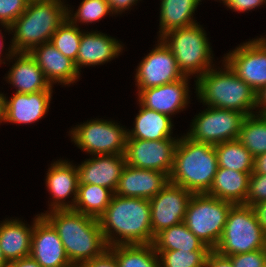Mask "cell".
<instances>
[{
    "label": "cell",
    "mask_w": 266,
    "mask_h": 267,
    "mask_svg": "<svg viewBox=\"0 0 266 267\" xmlns=\"http://www.w3.org/2000/svg\"><path fill=\"white\" fill-rule=\"evenodd\" d=\"M98 220L108 247L153 243L150 201L147 199L114 194Z\"/></svg>",
    "instance_id": "1"
},
{
    "label": "cell",
    "mask_w": 266,
    "mask_h": 267,
    "mask_svg": "<svg viewBox=\"0 0 266 267\" xmlns=\"http://www.w3.org/2000/svg\"><path fill=\"white\" fill-rule=\"evenodd\" d=\"M41 215L56 229L74 267L101 256L108 249L97 218L73 209L50 210Z\"/></svg>",
    "instance_id": "2"
},
{
    "label": "cell",
    "mask_w": 266,
    "mask_h": 267,
    "mask_svg": "<svg viewBox=\"0 0 266 267\" xmlns=\"http://www.w3.org/2000/svg\"><path fill=\"white\" fill-rule=\"evenodd\" d=\"M217 170L218 159L213 145L193 141L185 134L179 138L169 175L170 182L193 194L208 193Z\"/></svg>",
    "instance_id": "3"
},
{
    "label": "cell",
    "mask_w": 266,
    "mask_h": 267,
    "mask_svg": "<svg viewBox=\"0 0 266 267\" xmlns=\"http://www.w3.org/2000/svg\"><path fill=\"white\" fill-rule=\"evenodd\" d=\"M63 1V0H62ZM61 0H30L25 12L9 27L14 33L15 52H30L51 40L55 31L68 19V7Z\"/></svg>",
    "instance_id": "4"
},
{
    "label": "cell",
    "mask_w": 266,
    "mask_h": 267,
    "mask_svg": "<svg viewBox=\"0 0 266 267\" xmlns=\"http://www.w3.org/2000/svg\"><path fill=\"white\" fill-rule=\"evenodd\" d=\"M224 63V64H223ZM224 69L210 68L195 81L196 93L204 105L243 113H256V92L232 69L222 62Z\"/></svg>",
    "instance_id": "5"
},
{
    "label": "cell",
    "mask_w": 266,
    "mask_h": 267,
    "mask_svg": "<svg viewBox=\"0 0 266 267\" xmlns=\"http://www.w3.org/2000/svg\"><path fill=\"white\" fill-rule=\"evenodd\" d=\"M206 36L202 26L195 23L168 31L160 39L174 54L182 74L187 77L197 74L198 79L213 67L212 48Z\"/></svg>",
    "instance_id": "6"
},
{
    "label": "cell",
    "mask_w": 266,
    "mask_h": 267,
    "mask_svg": "<svg viewBox=\"0 0 266 267\" xmlns=\"http://www.w3.org/2000/svg\"><path fill=\"white\" fill-rule=\"evenodd\" d=\"M266 248V233L252 206L233 204L228 212L222 236L214 249L222 256Z\"/></svg>",
    "instance_id": "7"
},
{
    "label": "cell",
    "mask_w": 266,
    "mask_h": 267,
    "mask_svg": "<svg viewBox=\"0 0 266 267\" xmlns=\"http://www.w3.org/2000/svg\"><path fill=\"white\" fill-rule=\"evenodd\" d=\"M232 205L229 201L207 193L193 194L183 222L210 250H214L222 236Z\"/></svg>",
    "instance_id": "8"
},
{
    "label": "cell",
    "mask_w": 266,
    "mask_h": 267,
    "mask_svg": "<svg viewBox=\"0 0 266 267\" xmlns=\"http://www.w3.org/2000/svg\"><path fill=\"white\" fill-rule=\"evenodd\" d=\"M71 140L90 155L124 154L127 129L114 121L96 119L77 125L70 131Z\"/></svg>",
    "instance_id": "9"
},
{
    "label": "cell",
    "mask_w": 266,
    "mask_h": 267,
    "mask_svg": "<svg viewBox=\"0 0 266 267\" xmlns=\"http://www.w3.org/2000/svg\"><path fill=\"white\" fill-rule=\"evenodd\" d=\"M195 116L186 136L193 141L213 146L238 139L242 122L246 117L238 111L210 106Z\"/></svg>",
    "instance_id": "10"
},
{
    "label": "cell",
    "mask_w": 266,
    "mask_h": 267,
    "mask_svg": "<svg viewBox=\"0 0 266 267\" xmlns=\"http://www.w3.org/2000/svg\"><path fill=\"white\" fill-rule=\"evenodd\" d=\"M225 62L256 93L266 86V38H255L227 53Z\"/></svg>",
    "instance_id": "11"
},
{
    "label": "cell",
    "mask_w": 266,
    "mask_h": 267,
    "mask_svg": "<svg viewBox=\"0 0 266 267\" xmlns=\"http://www.w3.org/2000/svg\"><path fill=\"white\" fill-rule=\"evenodd\" d=\"M179 138L161 140L127 139L126 164L139 169H152L165 173L172 171L175 148Z\"/></svg>",
    "instance_id": "12"
},
{
    "label": "cell",
    "mask_w": 266,
    "mask_h": 267,
    "mask_svg": "<svg viewBox=\"0 0 266 267\" xmlns=\"http://www.w3.org/2000/svg\"><path fill=\"white\" fill-rule=\"evenodd\" d=\"M184 77L174 54L159 38L156 47L137 66L135 82L137 90H143L175 82Z\"/></svg>",
    "instance_id": "13"
},
{
    "label": "cell",
    "mask_w": 266,
    "mask_h": 267,
    "mask_svg": "<svg viewBox=\"0 0 266 267\" xmlns=\"http://www.w3.org/2000/svg\"><path fill=\"white\" fill-rule=\"evenodd\" d=\"M192 196L193 193L169 181L156 196L149 200L153 236L184 221Z\"/></svg>",
    "instance_id": "14"
},
{
    "label": "cell",
    "mask_w": 266,
    "mask_h": 267,
    "mask_svg": "<svg viewBox=\"0 0 266 267\" xmlns=\"http://www.w3.org/2000/svg\"><path fill=\"white\" fill-rule=\"evenodd\" d=\"M30 257L41 267H74L56 229L41 214L35 217Z\"/></svg>",
    "instance_id": "15"
},
{
    "label": "cell",
    "mask_w": 266,
    "mask_h": 267,
    "mask_svg": "<svg viewBox=\"0 0 266 267\" xmlns=\"http://www.w3.org/2000/svg\"><path fill=\"white\" fill-rule=\"evenodd\" d=\"M188 78L190 77L185 76L175 82L137 90L138 102L143 107L171 117L180 110L183 111L190 103Z\"/></svg>",
    "instance_id": "16"
},
{
    "label": "cell",
    "mask_w": 266,
    "mask_h": 267,
    "mask_svg": "<svg viewBox=\"0 0 266 267\" xmlns=\"http://www.w3.org/2000/svg\"><path fill=\"white\" fill-rule=\"evenodd\" d=\"M5 57L14 60L15 63L9 69L7 82L16 88V93H34L43 90H52L54 86L46 79L43 71L35 59L28 52H15L12 45L8 48Z\"/></svg>",
    "instance_id": "17"
},
{
    "label": "cell",
    "mask_w": 266,
    "mask_h": 267,
    "mask_svg": "<svg viewBox=\"0 0 266 267\" xmlns=\"http://www.w3.org/2000/svg\"><path fill=\"white\" fill-rule=\"evenodd\" d=\"M126 165L124 154L95 155L79 164V184H94L115 192Z\"/></svg>",
    "instance_id": "18"
},
{
    "label": "cell",
    "mask_w": 266,
    "mask_h": 267,
    "mask_svg": "<svg viewBox=\"0 0 266 267\" xmlns=\"http://www.w3.org/2000/svg\"><path fill=\"white\" fill-rule=\"evenodd\" d=\"M169 182V177L160 171L139 169L125 165L115 195L150 200Z\"/></svg>",
    "instance_id": "19"
},
{
    "label": "cell",
    "mask_w": 266,
    "mask_h": 267,
    "mask_svg": "<svg viewBox=\"0 0 266 267\" xmlns=\"http://www.w3.org/2000/svg\"><path fill=\"white\" fill-rule=\"evenodd\" d=\"M46 186L52 195L49 204L50 210L73 209L78 193V171L75 165L67 160H58L51 164L46 176ZM73 199L66 202V198L71 196Z\"/></svg>",
    "instance_id": "20"
},
{
    "label": "cell",
    "mask_w": 266,
    "mask_h": 267,
    "mask_svg": "<svg viewBox=\"0 0 266 267\" xmlns=\"http://www.w3.org/2000/svg\"><path fill=\"white\" fill-rule=\"evenodd\" d=\"M29 53L52 86L57 82L71 85L79 78L80 72L75 62L65 57L51 41L34 47Z\"/></svg>",
    "instance_id": "21"
},
{
    "label": "cell",
    "mask_w": 266,
    "mask_h": 267,
    "mask_svg": "<svg viewBox=\"0 0 266 267\" xmlns=\"http://www.w3.org/2000/svg\"><path fill=\"white\" fill-rule=\"evenodd\" d=\"M122 50L123 45L116 38L99 31H84L76 57V67L81 71L84 66L104 64L118 57Z\"/></svg>",
    "instance_id": "22"
},
{
    "label": "cell",
    "mask_w": 266,
    "mask_h": 267,
    "mask_svg": "<svg viewBox=\"0 0 266 267\" xmlns=\"http://www.w3.org/2000/svg\"><path fill=\"white\" fill-rule=\"evenodd\" d=\"M52 90L34 93H16L6 100V122L14 124H32L47 114Z\"/></svg>",
    "instance_id": "23"
},
{
    "label": "cell",
    "mask_w": 266,
    "mask_h": 267,
    "mask_svg": "<svg viewBox=\"0 0 266 267\" xmlns=\"http://www.w3.org/2000/svg\"><path fill=\"white\" fill-rule=\"evenodd\" d=\"M32 223L25 225L16 218L0 223V249L8 263L30 256L35 218Z\"/></svg>",
    "instance_id": "24"
},
{
    "label": "cell",
    "mask_w": 266,
    "mask_h": 267,
    "mask_svg": "<svg viewBox=\"0 0 266 267\" xmlns=\"http://www.w3.org/2000/svg\"><path fill=\"white\" fill-rule=\"evenodd\" d=\"M139 105L140 110L135 117L134 128L131 131L127 129V139L154 141L173 138L174 125L170 116L143 107L140 103Z\"/></svg>",
    "instance_id": "25"
},
{
    "label": "cell",
    "mask_w": 266,
    "mask_h": 267,
    "mask_svg": "<svg viewBox=\"0 0 266 267\" xmlns=\"http://www.w3.org/2000/svg\"><path fill=\"white\" fill-rule=\"evenodd\" d=\"M251 173L218 168L208 195L233 204H244Z\"/></svg>",
    "instance_id": "26"
},
{
    "label": "cell",
    "mask_w": 266,
    "mask_h": 267,
    "mask_svg": "<svg viewBox=\"0 0 266 267\" xmlns=\"http://www.w3.org/2000/svg\"><path fill=\"white\" fill-rule=\"evenodd\" d=\"M199 0H161L159 38L173 29L197 23L193 18Z\"/></svg>",
    "instance_id": "27"
},
{
    "label": "cell",
    "mask_w": 266,
    "mask_h": 267,
    "mask_svg": "<svg viewBox=\"0 0 266 267\" xmlns=\"http://www.w3.org/2000/svg\"><path fill=\"white\" fill-rule=\"evenodd\" d=\"M152 245L154 250L211 251L184 222L157 233Z\"/></svg>",
    "instance_id": "28"
},
{
    "label": "cell",
    "mask_w": 266,
    "mask_h": 267,
    "mask_svg": "<svg viewBox=\"0 0 266 267\" xmlns=\"http://www.w3.org/2000/svg\"><path fill=\"white\" fill-rule=\"evenodd\" d=\"M114 192L94 184H79L76 203L73 210L99 218L107 209Z\"/></svg>",
    "instance_id": "29"
},
{
    "label": "cell",
    "mask_w": 266,
    "mask_h": 267,
    "mask_svg": "<svg viewBox=\"0 0 266 267\" xmlns=\"http://www.w3.org/2000/svg\"><path fill=\"white\" fill-rule=\"evenodd\" d=\"M218 168H227L244 173H252L254 170V157L238 140H229L214 146Z\"/></svg>",
    "instance_id": "30"
},
{
    "label": "cell",
    "mask_w": 266,
    "mask_h": 267,
    "mask_svg": "<svg viewBox=\"0 0 266 267\" xmlns=\"http://www.w3.org/2000/svg\"><path fill=\"white\" fill-rule=\"evenodd\" d=\"M119 267H160L152 244L115 245L108 247Z\"/></svg>",
    "instance_id": "31"
},
{
    "label": "cell",
    "mask_w": 266,
    "mask_h": 267,
    "mask_svg": "<svg viewBox=\"0 0 266 267\" xmlns=\"http://www.w3.org/2000/svg\"><path fill=\"white\" fill-rule=\"evenodd\" d=\"M238 140L255 158L266 153V114H251L244 118Z\"/></svg>",
    "instance_id": "32"
},
{
    "label": "cell",
    "mask_w": 266,
    "mask_h": 267,
    "mask_svg": "<svg viewBox=\"0 0 266 267\" xmlns=\"http://www.w3.org/2000/svg\"><path fill=\"white\" fill-rule=\"evenodd\" d=\"M82 32L78 25H73L68 19L55 31L51 43L76 65Z\"/></svg>",
    "instance_id": "33"
},
{
    "label": "cell",
    "mask_w": 266,
    "mask_h": 267,
    "mask_svg": "<svg viewBox=\"0 0 266 267\" xmlns=\"http://www.w3.org/2000/svg\"><path fill=\"white\" fill-rule=\"evenodd\" d=\"M160 267H205L210 251L155 250Z\"/></svg>",
    "instance_id": "34"
},
{
    "label": "cell",
    "mask_w": 266,
    "mask_h": 267,
    "mask_svg": "<svg viewBox=\"0 0 266 267\" xmlns=\"http://www.w3.org/2000/svg\"><path fill=\"white\" fill-rule=\"evenodd\" d=\"M68 8V20L76 26L79 22L83 24L93 23L101 20L107 14H113L107 0H82L75 13L70 10V7Z\"/></svg>",
    "instance_id": "35"
},
{
    "label": "cell",
    "mask_w": 266,
    "mask_h": 267,
    "mask_svg": "<svg viewBox=\"0 0 266 267\" xmlns=\"http://www.w3.org/2000/svg\"><path fill=\"white\" fill-rule=\"evenodd\" d=\"M30 0H0V24L9 32V27L26 10Z\"/></svg>",
    "instance_id": "36"
},
{
    "label": "cell",
    "mask_w": 266,
    "mask_h": 267,
    "mask_svg": "<svg viewBox=\"0 0 266 267\" xmlns=\"http://www.w3.org/2000/svg\"><path fill=\"white\" fill-rule=\"evenodd\" d=\"M263 201H266V175L252 172L244 204L253 206Z\"/></svg>",
    "instance_id": "37"
},
{
    "label": "cell",
    "mask_w": 266,
    "mask_h": 267,
    "mask_svg": "<svg viewBox=\"0 0 266 267\" xmlns=\"http://www.w3.org/2000/svg\"><path fill=\"white\" fill-rule=\"evenodd\" d=\"M228 257L234 267H262L266 261V248Z\"/></svg>",
    "instance_id": "38"
},
{
    "label": "cell",
    "mask_w": 266,
    "mask_h": 267,
    "mask_svg": "<svg viewBox=\"0 0 266 267\" xmlns=\"http://www.w3.org/2000/svg\"><path fill=\"white\" fill-rule=\"evenodd\" d=\"M78 267H119L115 256L107 249L101 256L81 263Z\"/></svg>",
    "instance_id": "39"
},
{
    "label": "cell",
    "mask_w": 266,
    "mask_h": 267,
    "mask_svg": "<svg viewBox=\"0 0 266 267\" xmlns=\"http://www.w3.org/2000/svg\"><path fill=\"white\" fill-rule=\"evenodd\" d=\"M223 3L231 10L247 12L264 5L266 0H225Z\"/></svg>",
    "instance_id": "40"
},
{
    "label": "cell",
    "mask_w": 266,
    "mask_h": 267,
    "mask_svg": "<svg viewBox=\"0 0 266 267\" xmlns=\"http://www.w3.org/2000/svg\"><path fill=\"white\" fill-rule=\"evenodd\" d=\"M205 267H234L231 259L211 250L206 258Z\"/></svg>",
    "instance_id": "41"
},
{
    "label": "cell",
    "mask_w": 266,
    "mask_h": 267,
    "mask_svg": "<svg viewBox=\"0 0 266 267\" xmlns=\"http://www.w3.org/2000/svg\"><path fill=\"white\" fill-rule=\"evenodd\" d=\"M113 14H121L137 4L138 0H107Z\"/></svg>",
    "instance_id": "42"
},
{
    "label": "cell",
    "mask_w": 266,
    "mask_h": 267,
    "mask_svg": "<svg viewBox=\"0 0 266 267\" xmlns=\"http://www.w3.org/2000/svg\"><path fill=\"white\" fill-rule=\"evenodd\" d=\"M259 224L266 233V201L260 202L252 206Z\"/></svg>",
    "instance_id": "43"
},
{
    "label": "cell",
    "mask_w": 266,
    "mask_h": 267,
    "mask_svg": "<svg viewBox=\"0 0 266 267\" xmlns=\"http://www.w3.org/2000/svg\"><path fill=\"white\" fill-rule=\"evenodd\" d=\"M256 108L260 109L256 113L266 114V86L256 93Z\"/></svg>",
    "instance_id": "44"
},
{
    "label": "cell",
    "mask_w": 266,
    "mask_h": 267,
    "mask_svg": "<svg viewBox=\"0 0 266 267\" xmlns=\"http://www.w3.org/2000/svg\"><path fill=\"white\" fill-rule=\"evenodd\" d=\"M254 173L266 175V153L254 158Z\"/></svg>",
    "instance_id": "45"
},
{
    "label": "cell",
    "mask_w": 266,
    "mask_h": 267,
    "mask_svg": "<svg viewBox=\"0 0 266 267\" xmlns=\"http://www.w3.org/2000/svg\"><path fill=\"white\" fill-rule=\"evenodd\" d=\"M7 267H41L33 258L25 257L8 263Z\"/></svg>",
    "instance_id": "46"
},
{
    "label": "cell",
    "mask_w": 266,
    "mask_h": 267,
    "mask_svg": "<svg viewBox=\"0 0 266 267\" xmlns=\"http://www.w3.org/2000/svg\"><path fill=\"white\" fill-rule=\"evenodd\" d=\"M6 96L0 93V123H6Z\"/></svg>",
    "instance_id": "47"
},
{
    "label": "cell",
    "mask_w": 266,
    "mask_h": 267,
    "mask_svg": "<svg viewBox=\"0 0 266 267\" xmlns=\"http://www.w3.org/2000/svg\"><path fill=\"white\" fill-rule=\"evenodd\" d=\"M7 266H8V262L4 258L2 251L0 249V267H7Z\"/></svg>",
    "instance_id": "48"
},
{
    "label": "cell",
    "mask_w": 266,
    "mask_h": 267,
    "mask_svg": "<svg viewBox=\"0 0 266 267\" xmlns=\"http://www.w3.org/2000/svg\"><path fill=\"white\" fill-rule=\"evenodd\" d=\"M2 40H3V38H1V40H0V54L2 53V50L4 49V48H3L4 45H3V43L1 42ZM0 56H1V55H0ZM1 63H4V64H5V62H2V59H1V57H0V64H1Z\"/></svg>",
    "instance_id": "49"
},
{
    "label": "cell",
    "mask_w": 266,
    "mask_h": 267,
    "mask_svg": "<svg viewBox=\"0 0 266 267\" xmlns=\"http://www.w3.org/2000/svg\"><path fill=\"white\" fill-rule=\"evenodd\" d=\"M0 34H1V36H2V37L0 36V39H1V38H4V35H2L1 30H0Z\"/></svg>",
    "instance_id": "50"
}]
</instances>
